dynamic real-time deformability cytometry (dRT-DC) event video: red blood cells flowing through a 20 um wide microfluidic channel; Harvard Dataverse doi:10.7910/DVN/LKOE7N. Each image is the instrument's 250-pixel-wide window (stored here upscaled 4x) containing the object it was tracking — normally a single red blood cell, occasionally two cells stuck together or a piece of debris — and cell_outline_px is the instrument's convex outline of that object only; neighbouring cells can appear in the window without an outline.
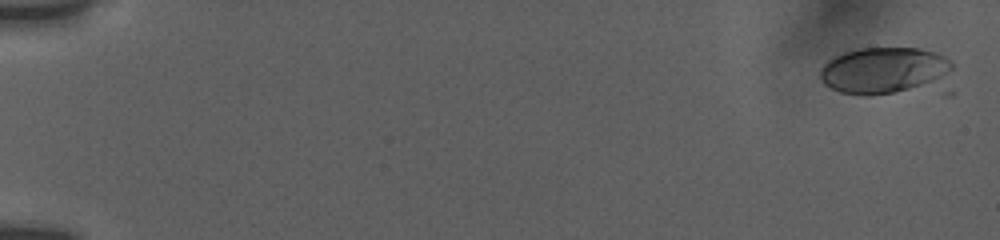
{"species": "human", "species_latin": "Homo sapiens", "temperature_condition": "room temperature", "stored_images_in_passage": 53, "camera_frame_rate_fps": 3000, "um_per_image_px": 0.085, "donor": {"sex": "female"}, "frame": {"image": 1, "passage_image": 1, "time_ms": 0.0, "image_size_px": [1000, 240], "cell_outline_px": [[952, 96], [864, 96], [840, 92], [824, 84], [820, 76], [820, 68], [828, 60], [844, 52], [860, 48], [920, 48], [936, 52], [952, 60]], "centroid_in_image_um": [75.61, 6.18], "position_along_channel_um": 9.4, "area_um2": 40.81}}
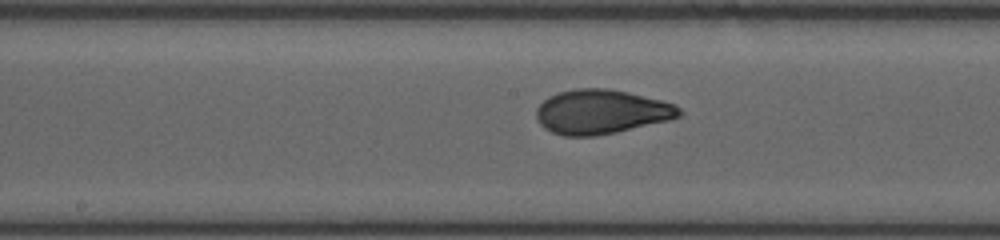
{"frame": {"image": 2, "passage_image": 29, "time_ms": 9.667, "image_size_px": [1000, 240], "cell_outline_px": [[684, 112], [680, 116], [672, 120], [616, 132], [596, 136], [564, 136], [552, 132], [544, 128], [540, 124], [536, 116], [536, 108], [548, 96], [560, 92], [576, 88], [608, 88], [628, 92], [660, 100], [672, 104], [680, 108]], "centroid_in_image_um": [51.11, 9.51], "position_along_channel_um": 197.1, "area_um2": 37.05}}
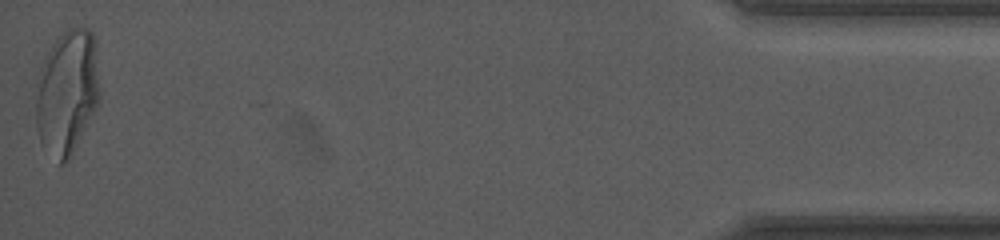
{"frame": {"image": 3, "passage_image": 53, "time_ms": 18.0, "image_size_px": [1000, 240], "cell_outline_px": [[100, 100], [72, 156], [68, 160], [60, 164], [56, 164], [40, 140], [36, 124], [36, 100], [40, 68], [44, 56], [52, 44], [68, 28], [88, 28], [92, 32], [100, 92]], "centroid_in_image_um": [5.69, 7.89], "position_along_channel_um": 429.5, "area_um2": 46.18}, "authors_computed_cell_mechanics": {"area_um2": 36.2406, "velocity_mm_per_s": 3.7822, "shape_relaxation_time_tau1_ms": 4.5663, "shape_relaxation_time_tau2_ms": 0.9776, "deformation_change_tau1": 0.1936, "deformation_change_tau2": 0.0546}}